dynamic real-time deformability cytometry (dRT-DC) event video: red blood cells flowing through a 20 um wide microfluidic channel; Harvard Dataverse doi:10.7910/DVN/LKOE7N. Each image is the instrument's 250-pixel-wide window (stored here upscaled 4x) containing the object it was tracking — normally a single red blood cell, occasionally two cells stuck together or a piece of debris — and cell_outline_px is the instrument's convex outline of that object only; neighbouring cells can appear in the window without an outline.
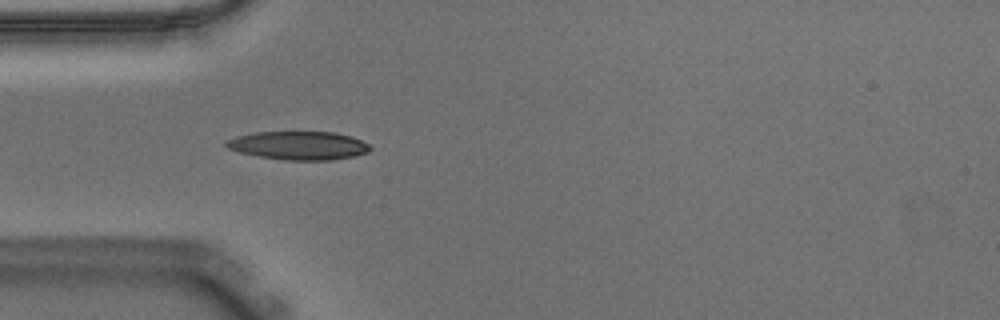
{"species": "Egyptian fruit bat (a non-hibernating species)", "species_latin": "Rousettus aegyptiacus", "temperature_condition": "warm", "stored_images_in_passage": 40, "camera_frame_rate_fps": 3000, "um_per_image_px": 0.085, "animal": {"sex": "male"}, "frame": {"image": 1, "passage_image": 1, "time_ms": 0.0, "image_size_px": [1000, 320], "cell_outline_px": [[372, 148], [368, 152], [352, 156], [332, 160], [284, 160], [260, 156], [240, 152], [228, 148], [224, 144], [224, 140], [236, 136], [256, 132], [336, 132], [360, 140], [368, 144]], "centroid_in_image_um": [25.35, 12.36], "position_along_channel_um": 59.6, "area_um2": 23.7}}
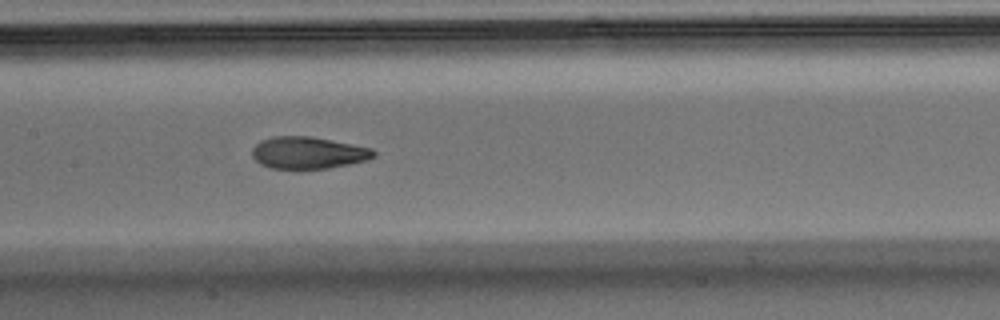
{"frame": {"image": 2, "passage_image": 11, "time_ms": 3.333, "image_size_px": [1000, 320], "cell_outline_px": [[376, 156], [368, 160], [328, 168], [268, 168], [260, 164], [252, 156], [252, 148], [260, 140], [272, 136], [308, 136], [332, 140], [372, 148], [376, 152]], "centroid_in_image_um": [26.18, 12.98], "position_along_channel_um": 181.2, "area_um2": 22.66}}
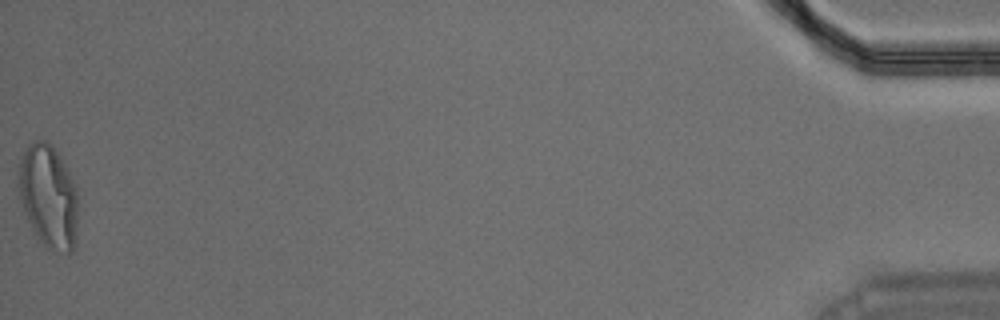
{"frame": {"image": 3, "passage_image": 40, "time_ms": 13.0, "image_size_px": [1000, 320], "cell_outline_px": [[76, 224], [72, 252], [68, 256], [52, 252], [32, 232], [24, 212], [20, 200], [16, 184], [20, 160], [28, 144], [32, 140], [44, 140], [52, 144], [64, 164], [76, 188]], "centroid_in_image_um": [4.07, 16.71], "position_along_channel_um": 431.1, "area_um2": 36.07}, "authors_computed_cell_mechanics": {"area_um2": 23.6402, "velocity_mm_per_s": 3.6529, "shape_relaxation_time_tau1_ms": 7.0261, "shape_relaxation_time_tau2_ms": 1.7817, "deformation_change_tau1": 0.2403, "deformation_change_tau2": 0.0617}}